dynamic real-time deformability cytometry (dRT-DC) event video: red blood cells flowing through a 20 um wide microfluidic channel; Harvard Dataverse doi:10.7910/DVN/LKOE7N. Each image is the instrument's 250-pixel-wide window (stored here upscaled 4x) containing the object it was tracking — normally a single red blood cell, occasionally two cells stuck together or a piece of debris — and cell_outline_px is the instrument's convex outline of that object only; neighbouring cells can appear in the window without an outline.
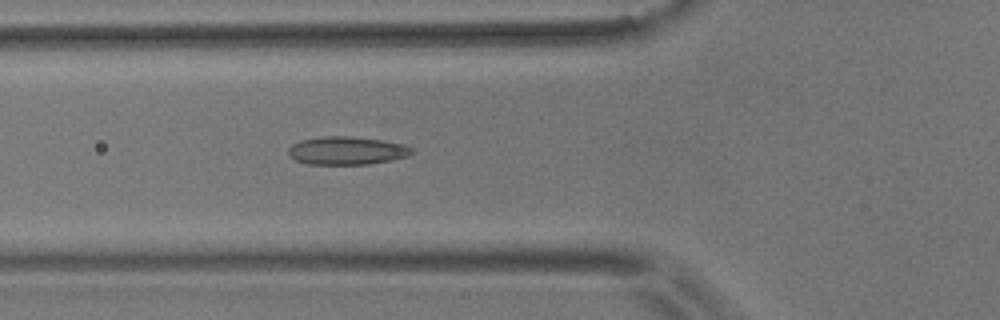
{"species": "common noctule bat (a hibernating species)", "species_latin": "Nyctalus noctula", "temperature_condition": "room temperature", "stored_images_in_passage": 28, "camera_frame_rate_fps": 3000, "um_per_image_px": 0.085, "animal": {"sex": "male", "body_mass_g": 17.9}, "frame": {"image": 1, "passage_image": 19, "time_ms": 6.0, "image_size_px": [1000, 320], "cell_outline_px": [[412, 152], [408, 156], [392, 160], [368, 164], [308, 164], [296, 160], [288, 156], [288, 148], [292, 144], [300, 140], [320, 136], [348, 136], [380, 140], [404, 144], [412, 148]], "centroid_in_image_um": [29.44, 12.8], "position_along_channel_um": 96.4, "area_um2": 20.23}}
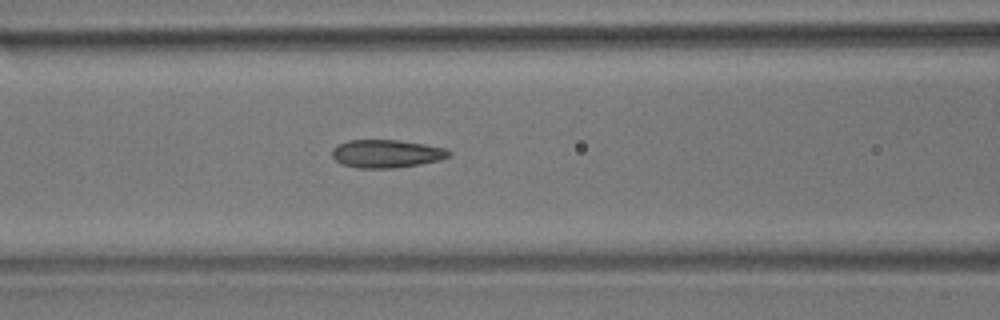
{"frame": {"image": 2, "passage_image": 22, "time_ms": 7.0, "image_size_px": [1000, 320], "cell_outline_px": [[452, 156], [440, 160], [420, 164], [392, 168], [360, 168], [340, 164], [332, 156], [332, 148], [336, 144], [348, 140], [400, 140], [448, 148], [452, 152]], "centroid_in_image_um": [32.87, 13.05], "position_along_channel_um": 133.7, "area_um2": 19.36}}
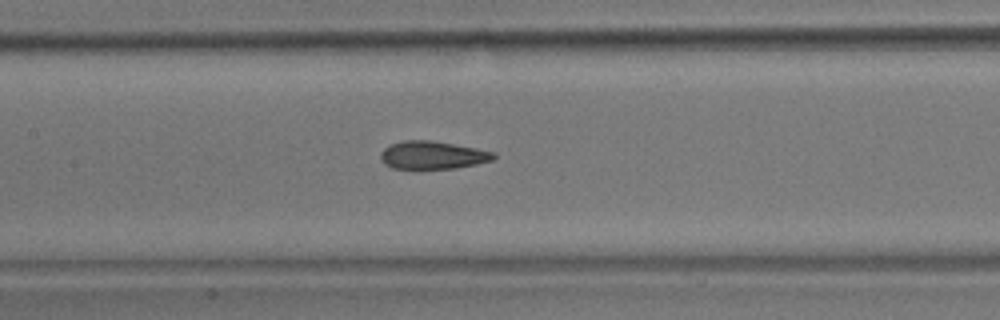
{"frame": {"image": 3, "passage_image": 25, "time_ms": 8.0, "image_size_px": [1000, 320], "cell_outline_px": [[496, 156], [492, 160], [476, 164], [456, 168], [420, 172], [392, 168], [384, 164], [380, 156], [380, 152], [388, 144], [404, 140], [432, 140], [476, 148], [496, 152]], "centroid_in_image_um": [36.71, 13.23], "position_along_channel_um": 170.7, "area_um2": 19.36}}